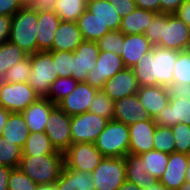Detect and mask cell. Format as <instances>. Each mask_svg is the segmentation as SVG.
Here are the masks:
<instances>
[{
    "instance_id": "9",
    "label": "cell",
    "mask_w": 190,
    "mask_h": 190,
    "mask_svg": "<svg viewBox=\"0 0 190 190\" xmlns=\"http://www.w3.org/2000/svg\"><path fill=\"white\" fill-rule=\"evenodd\" d=\"M108 121L90 111L71 116L72 143H94Z\"/></svg>"
},
{
    "instance_id": "3",
    "label": "cell",
    "mask_w": 190,
    "mask_h": 190,
    "mask_svg": "<svg viewBox=\"0 0 190 190\" xmlns=\"http://www.w3.org/2000/svg\"><path fill=\"white\" fill-rule=\"evenodd\" d=\"M94 145L104 157H125L129 149V127L109 120Z\"/></svg>"
},
{
    "instance_id": "41",
    "label": "cell",
    "mask_w": 190,
    "mask_h": 190,
    "mask_svg": "<svg viewBox=\"0 0 190 190\" xmlns=\"http://www.w3.org/2000/svg\"><path fill=\"white\" fill-rule=\"evenodd\" d=\"M97 43L100 51L112 52L121 56L124 34L120 30L110 31L104 34Z\"/></svg>"
},
{
    "instance_id": "45",
    "label": "cell",
    "mask_w": 190,
    "mask_h": 190,
    "mask_svg": "<svg viewBox=\"0 0 190 190\" xmlns=\"http://www.w3.org/2000/svg\"><path fill=\"white\" fill-rule=\"evenodd\" d=\"M168 19L167 13H156L150 24L147 26L144 34L149 39L152 46H158L161 42L162 24Z\"/></svg>"
},
{
    "instance_id": "48",
    "label": "cell",
    "mask_w": 190,
    "mask_h": 190,
    "mask_svg": "<svg viewBox=\"0 0 190 190\" xmlns=\"http://www.w3.org/2000/svg\"><path fill=\"white\" fill-rule=\"evenodd\" d=\"M23 6L20 0H0V15L12 17Z\"/></svg>"
},
{
    "instance_id": "54",
    "label": "cell",
    "mask_w": 190,
    "mask_h": 190,
    "mask_svg": "<svg viewBox=\"0 0 190 190\" xmlns=\"http://www.w3.org/2000/svg\"><path fill=\"white\" fill-rule=\"evenodd\" d=\"M12 168L0 165V190H8V180Z\"/></svg>"
},
{
    "instance_id": "6",
    "label": "cell",
    "mask_w": 190,
    "mask_h": 190,
    "mask_svg": "<svg viewBox=\"0 0 190 190\" xmlns=\"http://www.w3.org/2000/svg\"><path fill=\"white\" fill-rule=\"evenodd\" d=\"M71 116L57 105L50 111L45 133L56 151L65 153L72 144Z\"/></svg>"
},
{
    "instance_id": "23",
    "label": "cell",
    "mask_w": 190,
    "mask_h": 190,
    "mask_svg": "<svg viewBox=\"0 0 190 190\" xmlns=\"http://www.w3.org/2000/svg\"><path fill=\"white\" fill-rule=\"evenodd\" d=\"M152 47L145 34L124 35L121 58L125 67L134 66Z\"/></svg>"
},
{
    "instance_id": "53",
    "label": "cell",
    "mask_w": 190,
    "mask_h": 190,
    "mask_svg": "<svg viewBox=\"0 0 190 190\" xmlns=\"http://www.w3.org/2000/svg\"><path fill=\"white\" fill-rule=\"evenodd\" d=\"M138 8L150 10L155 13L160 12V0H134Z\"/></svg>"
},
{
    "instance_id": "50",
    "label": "cell",
    "mask_w": 190,
    "mask_h": 190,
    "mask_svg": "<svg viewBox=\"0 0 190 190\" xmlns=\"http://www.w3.org/2000/svg\"><path fill=\"white\" fill-rule=\"evenodd\" d=\"M11 21L12 17L0 15V45L9 40Z\"/></svg>"
},
{
    "instance_id": "47",
    "label": "cell",
    "mask_w": 190,
    "mask_h": 190,
    "mask_svg": "<svg viewBox=\"0 0 190 190\" xmlns=\"http://www.w3.org/2000/svg\"><path fill=\"white\" fill-rule=\"evenodd\" d=\"M115 7L116 12L124 17L131 14L136 9V3L134 0H109Z\"/></svg>"
},
{
    "instance_id": "49",
    "label": "cell",
    "mask_w": 190,
    "mask_h": 190,
    "mask_svg": "<svg viewBox=\"0 0 190 190\" xmlns=\"http://www.w3.org/2000/svg\"><path fill=\"white\" fill-rule=\"evenodd\" d=\"M56 0H30L27 6L37 14L44 11H54Z\"/></svg>"
},
{
    "instance_id": "61",
    "label": "cell",
    "mask_w": 190,
    "mask_h": 190,
    "mask_svg": "<svg viewBox=\"0 0 190 190\" xmlns=\"http://www.w3.org/2000/svg\"><path fill=\"white\" fill-rule=\"evenodd\" d=\"M8 82L6 81V78H5V75H1L0 74V88L3 86V85H6Z\"/></svg>"
},
{
    "instance_id": "31",
    "label": "cell",
    "mask_w": 190,
    "mask_h": 190,
    "mask_svg": "<svg viewBox=\"0 0 190 190\" xmlns=\"http://www.w3.org/2000/svg\"><path fill=\"white\" fill-rule=\"evenodd\" d=\"M83 39L98 41L104 34L110 32L107 25H104L95 15L87 9L77 21Z\"/></svg>"
},
{
    "instance_id": "14",
    "label": "cell",
    "mask_w": 190,
    "mask_h": 190,
    "mask_svg": "<svg viewBox=\"0 0 190 190\" xmlns=\"http://www.w3.org/2000/svg\"><path fill=\"white\" fill-rule=\"evenodd\" d=\"M98 89L91 87L86 82H78L76 88L56 105L69 116L89 111L90 103Z\"/></svg>"
},
{
    "instance_id": "40",
    "label": "cell",
    "mask_w": 190,
    "mask_h": 190,
    "mask_svg": "<svg viewBox=\"0 0 190 190\" xmlns=\"http://www.w3.org/2000/svg\"><path fill=\"white\" fill-rule=\"evenodd\" d=\"M153 141L154 150L168 154L175 152V140L171 127L157 125Z\"/></svg>"
},
{
    "instance_id": "43",
    "label": "cell",
    "mask_w": 190,
    "mask_h": 190,
    "mask_svg": "<svg viewBox=\"0 0 190 190\" xmlns=\"http://www.w3.org/2000/svg\"><path fill=\"white\" fill-rule=\"evenodd\" d=\"M175 140V152L190 155V125L178 123L171 127Z\"/></svg>"
},
{
    "instance_id": "44",
    "label": "cell",
    "mask_w": 190,
    "mask_h": 190,
    "mask_svg": "<svg viewBox=\"0 0 190 190\" xmlns=\"http://www.w3.org/2000/svg\"><path fill=\"white\" fill-rule=\"evenodd\" d=\"M37 186L19 167L12 168L8 180V190H36Z\"/></svg>"
},
{
    "instance_id": "21",
    "label": "cell",
    "mask_w": 190,
    "mask_h": 190,
    "mask_svg": "<svg viewBox=\"0 0 190 190\" xmlns=\"http://www.w3.org/2000/svg\"><path fill=\"white\" fill-rule=\"evenodd\" d=\"M157 85L170 87L173 84V67L176 63L178 51L153 46Z\"/></svg>"
},
{
    "instance_id": "42",
    "label": "cell",
    "mask_w": 190,
    "mask_h": 190,
    "mask_svg": "<svg viewBox=\"0 0 190 190\" xmlns=\"http://www.w3.org/2000/svg\"><path fill=\"white\" fill-rule=\"evenodd\" d=\"M30 72L31 55H27L6 72L5 78L7 82L11 83H26Z\"/></svg>"
},
{
    "instance_id": "29",
    "label": "cell",
    "mask_w": 190,
    "mask_h": 190,
    "mask_svg": "<svg viewBox=\"0 0 190 190\" xmlns=\"http://www.w3.org/2000/svg\"><path fill=\"white\" fill-rule=\"evenodd\" d=\"M87 10L95 15L110 31L120 29L122 17L109 0L88 1Z\"/></svg>"
},
{
    "instance_id": "1",
    "label": "cell",
    "mask_w": 190,
    "mask_h": 190,
    "mask_svg": "<svg viewBox=\"0 0 190 190\" xmlns=\"http://www.w3.org/2000/svg\"><path fill=\"white\" fill-rule=\"evenodd\" d=\"M63 167V154L23 156L19 164V169L37 185L55 183Z\"/></svg>"
},
{
    "instance_id": "22",
    "label": "cell",
    "mask_w": 190,
    "mask_h": 190,
    "mask_svg": "<svg viewBox=\"0 0 190 190\" xmlns=\"http://www.w3.org/2000/svg\"><path fill=\"white\" fill-rule=\"evenodd\" d=\"M61 22L60 17L55 11H44L38 13L37 28V52L49 51L52 48L54 34Z\"/></svg>"
},
{
    "instance_id": "17",
    "label": "cell",
    "mask_w": 190,
    "mask_h": 190,
    "mask_svg": "<svg viewBox=\"0 0 190 190\" xmlns=\"http://www.w3.org/2000/svg\"><path fill=\"white\" fill-rule=\"evenodd\" d=\"M190 155L180 152L169 154L166 170L160 178V183L167 190H178L185 186V176Z\"/></svg>"
},
{
    "instance_id": "27",
    "label": "cell",
    "mask_w": 190,
    "mask_h": 190,
    "mask_svg": "<svg viewBox=\"0 0 190 190\" xmlns=\"http://www.w3.org/2000/svg\"><path fill=\"white\" fill-rule=\"evenodd\" d=\"M29 133L23 114L18 112L10 113L3 129L2 137L23 149Z\"/></svg>"
},
{
    "instance_id": "7",
    "label": "cell",
    "mask_w": 190,
    "mask_h": 190,
    "mask_svg": "<svg viewBox=\"0 0 190 190\" xmlns=\"http://www.w3.org/2000/svg\"><path fill=\"white\" fill-rule=\"evenodd\" d=\"M63 156L64 167L72 170H84L90 174L104 158L94 143L86 142L72 143Z\"/></svg>"
},
{
    "instance_id": "56",
    "label": "cell",
    "mask_w": 190,
    "mask_h": 190,
    "mask_svg": "<svg viewBox=\"0 0 190 190\" xmlns=\"http://www.w3.org/2000/svg\"><path fill=\"white\" fill-rule=\"evenodd\" d=\"M9 114H10L9 111L0 106V137L2 136V132L5 127Z\"/></svg>"
},
{
    "instance_id": "4",
    "label": "cell",
    "mask_w": 190,
    "mask_h": 190,
    "mask_svg": "<svg viewBox=\"0 0 190 190\" xmlns=\"http://www.w3.org/2000/svg\"><path fill=\"white\" fill-rule=\"evenodd\" d=\"M57 78L53 57L49 51H38L31 54V72L27 83L39 97L45 98L48 95L51 84Z\"/></svg>"
},
{
    "instance_id": "55",
    "label": "cell",
    "mask_w": 190,
    "mask_h": 190,
    "mask_svg": "<svg viewBox=\"0 0 190 190\" xmlns=\"http://www.w3.org/2000/svg\"><path fill=\"white\" fill-rule=\"evenodd\" d=\"M175 14L190 27V3H184Z\"/></svg>"
},
{
    "instance_id": "11",
    "label": "cell",
    "mask_w": 190,
    "mask_h": 190,
    "mask_svg": "<svg viewBox=\"0 0 190 190\" xmlns=\"http://www.w3.org/2000/svg\"><path fill=\"white\" fill-rule=\"evenodd\" d=\"M125 68L121 56L100 51L94 69L88 72L85 80L91 87L102 90L105 82Z\"/></svg>"
},
{
    "instance_id": "59",
    "label": "cell",
    "mask_w": 190,
    "mask_h": 190,
    "mask_svg": "<svg viewBox=\"0 0 190 190\" xmlns=\"http://www.w3.org/2000/svg\"><path fill=\"white\" fill-rule=\"evenodd\" d=\"M36 190H57L55 183L38 185Z\"/></svg>"
},
{
    "instance_id": "52",
    "label": "cell",
    "mask_w": 190,
    "mask_h": 190,
    "mask_svg": "<svg viewBox=\"0 0 190 190\" xmlns=\"http://www.w3.org/2000/svg\"><path fill=\"white\" fill-rule=\"evenodd\" d=\"M185 3V0H160V12L174 14Z\"/></svg>"
},
{
    "instance_id": "46",
    "label": "cell",
    "mask_w": 190,
    "mask_h": 190,
    "mask_svg": "<svg viewBox=\"0 0 190 190\" xmlns=\"http://www.w3.org/2000/svg\"><path fill=\"white\" fill-rule=\"evenodd\" d=\"M52 54L55 64V73L58 77H71L72 52L70 51H49Z\"/></svg>"
},
{
    "instance_id": "35",
    "label": "cell",
    "mask_w": 190,
    "mask_h": 190,
    "mask_svg": "<svg viewBox=\"0 0 190 190\" xmlns=\"http://www.w3.org/2000/svg\"><path fill=\"white\" fill-rule=\"evenodd\" d=\"M28 54L25 53L17 45L9 41L0 45V74L5 75L6 72L18 61L24 59Z\"/></svg>"
},
{
    "instance_id": "5",
    "label": "cell",
    "mask_w": 190,
    "mask_h": 190,
    "mask_svg": "<svg viewBox=\"0 0 190 190\" xmlns=\"http://www.w3.org/2000/svg\"><path fill=\"white\" fill-rule=\"evenodd\" d=\"M91 175L96 190H118L126 181L125 157H104Z\"/></svg>"
},
{
    "instance_id": "33",
    "label": "cell",
    "mask_w": 190,
    "mask_h": 190,
    "mask_svg": "<svg viewBox=\"0 0 190 190\" xmlns=\"http://www.w3.org/2000/svg\"><path fill=\"white\" fill-rule=\"evenodd\" d=\"M87 5L88 0H56L54 11L61 21L77 22Z\"/></svg>"
},
{
    "instance_id": "62",
    "label": "cell",
    "mask_w": 190,
    "mask_h": 190,
    "mask_svg": "<svg viewBox=\"0 0 190 190\" xmlns=\"http://www.w3.org/2000/svg\"><path fill=\"white\" fill-rule=\"evenodd\" d=\"M178 190H190V188L189 187H187V186H182L181 188H179Z\"/></svg>"
},
{
    "instance_id": "57",
    "label": "cell",
    "mask_w": 190,
    "mask_h": 190,
    "mask_svg": "<svg viewBox=\"0 0 190 190\" xmlns=\"http://www.w3.org/2000/svg\"><path fill=\"white\" fill-rule=\"evenodd\" d=\"M118 190H142L139 186L131 183L129 181H125Z\"/></svg>"
},
{
    "instance_id": "10",
    "label": "cell",
    "mask_w": 190,
    "mask_h": 190,
    "mask_svg": "<svg viewBox=\"0 0 190 190\" xmlns=\"http://www.w3.org/2000/svg\"><path fill=\"white\" fill-rule=\"evenodd\" d=\"M160 37L158 46L178 52L185 51L190 40V27L177 14H168V19L162 24Z\"/></svg>"
},
{
    "instance_id": "16",
    "label": "cell",
    "mask_w": 190,
    "mask_h": 190,
    "mask_svg": "<svg viewBox=\"0 0 190 190\" xmlns=\"http://www.w3.org/2000/svg\"><path fill=\"white\" fill-rule=\"evenodd\" d=\"M139 87L133 70L125 67L105 82L102 91L112 100L116 101L136 94Z\"/></svg>"
},
{
    "instance_id": "28",
    "label": "cell",
    "mask_w": 190,
    "mask_h": 190,
    "mask_svg": "<svg viewBox=\"0 0 190 190\" xmlns=\"http://www.w3.org/2000/svg\"><path fill=\"white\" fill-rule=\"evenodd\" d=\"M155 14L153 11L136 7L131 14L122 17L119 30L124 35L144 34Z\"/></svg>"
},
{
    "instance_id": "15",
    "label": "cell",
    "mask_w": 190,
    "mask_h": 190,
    "mask_svg": "<svg viewBox=\"0 0 190 190\" xmlns=\"http://www.w3.org/2000/svg\"><path fill=\"white\" fill-rule=\"evenodd\" d=\"M159 126L173 127L178 123L190 125V99L170 97L167 104L154 119Z\"/></svg>"
},
{
    "instance_id": "60",
    "label": "cell",
    "mask_w": 190,
    "mask_h": 190,
    "mask_svg": "<svg viewBox=\"0 0 190 190\" xmlns=\"http://www.w3.org/2000/svg\"><path fill=\"white\" fill-rule=\"evenodd\" d=\"M185 186L190 188V161L186 169Z\"/></svg>"
},
{
    "instance_id": "13",
    "label": "cell",
    "mask_w": 190,
    "mask_h": 190,
    "mask_svg": "<svg viewBox=\"0 0 190 190\" xmlns=\"http://www.w3.org/2000/svg\"><path fill=\"white\" fill-rule=\"evenodd\" d=\"M129 127L128 153L140 155L154 150V134L157 124L154 119L139 120Z\"/></svg>"
},
{
    "instance_id": "12",
    "label": "cell",
    "mask_w": 190,
    "mask_h": 190,
    "mask_svg": "<svg viewBox=\"0 0 190 190\" xmlns=\"http://www.w3.org/2000/svg\"><path fill=\"white\" fill-rule=\"evenodd\" d=\"M99 53L100 49L96 41L83 40L72 52L71 77L78 82H85L88 72L96 66Z\"/></svg>"
},
{
    "instance_id": "63",
    "label": "cell",
    "mask_w": 190,
    "mask_h": 190,
    "mask_svg": "<svg viewBox=\"0 0 190 190\" xmlns=\"http://www.w3.org/2000/svg\"><path fill=\"white\" fill-rule=\"evenodd\" d=\"M24 5H27L29 2H30V0H20Z\"/></svg>"
},
{
    "instance_id": "30",
    "label": "cell",
    "mask_w": 190,
    "mask_h": 190,
    "mask_svg": "<svg viewBox=\"0 0 190 190\" xmlns=\"http://www.w3.org/2000/svg\"><path fill=\"white\" fill-rule=\"evenodd\" d=\"M131 69L133 70L140 87L156 86L157 76L153 47L151 51L146 53L136 64H134V66L131 67Z\"/></svg>"
},
{
    "instance_id": "32",
    "label": "cell",
    "mask_w": 190,
    "mask_h": 190,
    "mask_svg": "<svg viewBox=\"0 0 190 190\" xmlns=\"http://www.w3.org/2000/svg\"><path fill=\"white\" fill-rule=\"evenodd\" d=\"M22 151L23 156L63 154L61 152L56 151V149L51 144L49 137L46 135L44 131L30 132Z\"/></svg>"
},
{
    "instance_id": "51",
    "label": "cell",
    "mask_w": 190,
    "mask_h": 190,
    "mask_svg": "<svg viewBox=\"0 0 190 190\" xmlns=\"http://www.w3.org/2000/svg\"><path fill=\"white\" fill-rule=\"evenodd\" d=\"M170 97H184L190 99V85L183 83H173L169 87Z\"/></svg>"
},
{
    "instance_id": "38",
    "label": "cell",
    "mask_w": 190,
    "mask_h": 190,
    "mask_svg": "<svg viewBox=\"0 0 190 190\" xmlns=\"http://www.w3.org/2000/svg\"><path fill=\"white\" fill-rule=\"evenodd\" d=\"M115 101L102 90H98L90 103L89 111L108 120L114 118Z\"/></svg>"
},
{
    "instance_id": "24",
    "label": "cell",
    "mask_w": 190,
    "mask_h": 190,
    "mask_svg": "<svg viewBox=\"0 0 190 190\" xmlns=\"http://www.w3.org/2000/svg\"><path fill=\"white\" fill-rule=\"evenodd\" d=\"M56 106L48 98L39 97L29 105L23 112L29 132L45 131L46 122L50 111Z\"/></svg>"
},
{
    "instance_id": "20",
    "label": "cell",
    "mask_w": 190,
    "mask_h": 190,
    "mask_svg": "<svg viewBox=\"0 0 190 190\" xmlns=\"http://www.w3.org/2000/svg\"><path fill=\"white\" fill-rule=\"evenodd\" d=\"M83 40L77 22L61 21L54 34L53 45L49 51L74 52Z\"/></svg>"
},
{
    "instance_id": "2",
    "label": "cell",
    "mask_w": 190,
    "mask_h": 190,
    "mask_svg": "<svg viewBox=\"0 0 190 190\" xmlns=\"http://www.w3.org/2000/svg\"><path fill=\"white\" fill-rule=\"evenodd\" d=\"M38 14L24 5L12 16L9 42L28 55L37 52Z\"/></svg>"
},
{
    "instance_id": "26",
    "label": "cell",
    "mask_w": 190,
    "mask_h": 190,
    "mask_svg": "<svg viewBox=\"0 0 190 190\" xmlns=\"http://www.w3.org/2000/svg\"><path fill=\"white\" fill-rule=\"evenodd\" d=\"M126 180L145 189L153 185L158 180L147 174L143 167V160L140 155L128 153L125 156Z\"/></svg>"
},
{
    "instance_id": "58",
    "label": "cell",
    "mask_w": 190,
    "mask_h": 190,
    "mask_svg": "<svg viewBox=\"0 0 190 190\" xmlns=\"http://www.w3.org/2000/svg\"><path fill=\"white\" fill-rule=\"evenodd\" d=\"M142 190H167V189L158 180L153 185H151V186H149V187H147L145 189H142Z\"/></svg>"
},
{
    "instance_id": "37",
    "label": "cell",
    "mask_w": 190,
    "mask_h": 190,
    "mask_svg": "<svg viewBox=\"0 0 190 190\" xmlns=\"http://www.w3.org/2000/svg\"><path fill=\"white\" fill-rule=\"evenodd\" d=\"M78 81L73 77H58L50 86L48 98L52 103L57 104L61 99L71 93L77 86Z\"/></svg>"
},
{
    "instance_id": "19",
    "label": "cell",
    "mask_w": 190,
    "mask_h": 190,
    "mask_svg": "<svg viewBox=\"0 0 190 190\" xmlns=\"http://www.w3.org/2000/svg\"><path fill=\"white\" fill-rule=\"evenodd\" d=\"M136 94L152 119L156 118L158 113L169 104L170 100L169 88L160 85L139 87Z\"/></svg>"
},
{
    "instance_id": "65",
    "label": "cell",
    "mask_w": 190,
    "mask_h": 190,
    "mask_svg": "<svg viewBox=\"0 0 190 190\" xmlns=\"http://www.w3.org/2000/svg\"><path fill=\"white\" fill-rule=\"evenodd\" d=\"M88 1H97V0H88ZM98 1H106V0H98Z\"/></svg>"
},
{
    "instance_id": "25",
    "label": "cell",
    "mask_w": 190,
    "mask_h": 190,
    "mask_svg": "<svg viewBox=\"0 0 190 190\" xmlns=\"http://www.w3.org/2000/svg\"><path fill=\"white\" fill-rule=\"evenodd\" d=\"M55 185L57 190H96L90 173L66 167L62 168Z\"/></svg>"
},
{
    "instance_id": "34",
    "label": "cell",
    "mask_w": 190,
    "mask_h": 190,
    "mask_svg": "<svg viewBox=\"0 0 190 190\" xmlns=\"http://www.w3.org/2000/svg\"><path fill=\"white\" fill-rule=\"evenodd\" d=\"M143 160V167L147 174L160 180L166 170L169 154L157 150H150L140 154Z\"/></svg>"
},
{
    "instance_id": "39",
    "label": "cell",
    "mask_w": 190,
    "mask_h": 190,
    "mask_svg": "<svg viewBox=\"0 0 190 190\" xmlns=\"http://www.w3.org/2000/svg\"><path fill=\"white\" fill-rule=\"evenodd\" d=\"M173 83L190 85V52L180 51L173 67Z\"/></svg>"
},
{
    "instance_id": "8",
    "label": "cell",
    "mask_w": 190,
    "mask_h": 190,
    "mask_svg": "<svg viewBox=\"0 0 190 190\" xmlns=\"http://www.w3.org/2000/svg\"><path fill=\"white\" fill-rule=\"evenodd\" d=\"M38 98L39 96L27 82H8L0 88V106L10 113H22Z\"/></svg>"
},
{
    "instance_id": "36",
    "label": "cell",
    "mask_w": 190,
    "mask_h": 190,
    "mask_svg": "<svg viewBox=\"0 0 190 190\" xmlns=\"http://www.w3.org/2000/svg\"><path fill=\"white\" fill-rule=\"evenodd\" d=\"M23 157L22 148L0 137V165L10 168L19 167L20 160Z\"/></svg>"
},
{
    "instance_id": "18",
    "label": "cell",
    "mask_w": 190,
    "mask_h": 190,
    "mask_svg": "<svg viewBox=\"0 0 190 190\" xmlns=\"http://www.w3.org/2000/svg\"><path fill=\"white\" fill-rule=\"evenodd\" d=\"M152 119L139 101L137 94L126 96L115 101L113 120L122 122L127 126L139 120Z\"/></svg>"
},
{
    "instance_id": "64",
    "label": "cell",
    "mask_w": 190,
    "mask_h": 190,
    "mask_svg": "<svg viewBox=\"0 0 190 190\" xmlns=\"http://www.w3.org/2000/svg\"><path fill=\"white\" fill-rule=\"evenodd\" d=\"M187 51L190 52V40H189V44H188V47H187Z\"/></svg>"
}]
</instances>
